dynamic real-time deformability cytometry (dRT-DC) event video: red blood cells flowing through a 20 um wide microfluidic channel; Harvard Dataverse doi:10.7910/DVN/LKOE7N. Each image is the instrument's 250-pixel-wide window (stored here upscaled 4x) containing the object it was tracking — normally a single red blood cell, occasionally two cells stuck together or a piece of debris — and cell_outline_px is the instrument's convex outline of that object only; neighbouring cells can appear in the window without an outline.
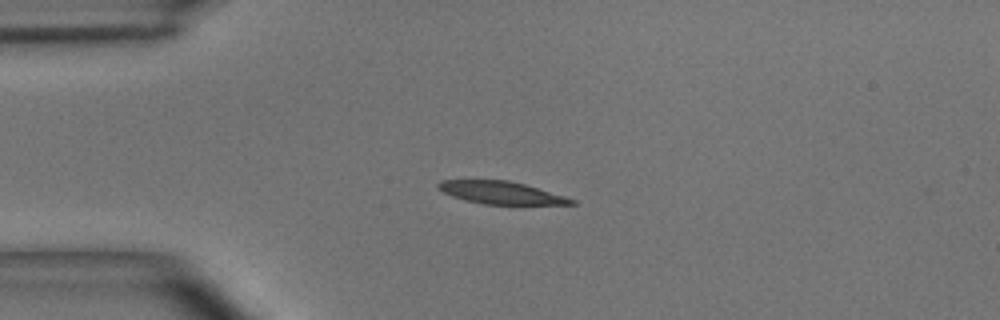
{"species": "common noctule bat (a hibernating species)", "species_latin": "Nyctalus noctula", "temperature_condition": "room temperature", "stored_images_in_passage": 38, "camera_frame_rate_fps": 3000, "um_per_image_px": 0.085, "animal": {"sex": "male", "body_mass_g": 15.6}, "frame": {"image": 1, "passage_image": 1, "time_ms": 0.0, "image_size_px": [1000, 320], "cell_outline_px": [[576, 204], [484, 204], [464, 200], [452, 196], [436, 188], [436, 184], [440, 180], [508, 180], [524, 184], [564, 196], [576, 200]], "centroid_in_image_um": [42.53, 16.37], "position_along_channel_um": 42.5, "area_um2": 17.34}}
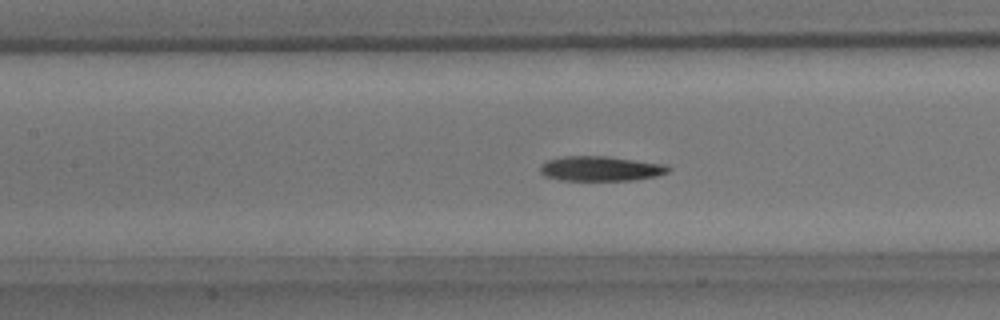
{"frame": {"image": 2, "passage_image": 11, "time_ms": 3.333, "image_size_px": [1000, 320], "cell_outline_px": [[672, 168], [668, 172], [656, 176], [636, 180], [560, 180], [544, 176], [540, 172], [540, 164], [548, 160], [564, 156], [608, 156], [664, 164]], "centroid_in_image_um": [51.04, 14.33], "position_along_channel_um": 156.4, "area_um2": 18.61}}
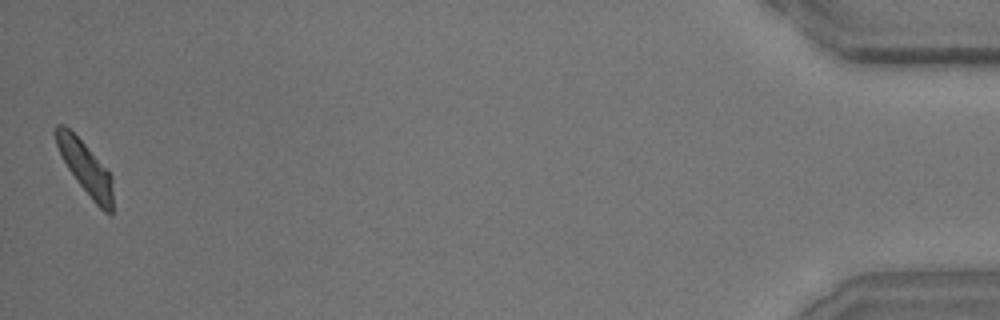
{"frame": {"image": 3, "passage_image": 38, "time_ms": 12.333, "image_size_px": [1000, 320], "cell_outline_px": [[112, 216], [104, 212], [92, 200], [76, 180], [68, 168], [56, 144], [56, 124], [64, 124], [84, 144], [112, 176]], "centroid_in_image_um": [7.28, 14.31], "position_along_channel_um": 427.9, "area_um2": 16.88}, "authors_computed_cell_mechanics": {"area_um2": 18.5249, "velocity_mm_per_s": 4.0438, "shape_relaxation_time_tau1_ms": 5.8018, "shape_relaxation_time_tau2_ms": 4.6822, "deformation_change_tau1": 0.1629, "deformation_change_tau2": 0.1114}}